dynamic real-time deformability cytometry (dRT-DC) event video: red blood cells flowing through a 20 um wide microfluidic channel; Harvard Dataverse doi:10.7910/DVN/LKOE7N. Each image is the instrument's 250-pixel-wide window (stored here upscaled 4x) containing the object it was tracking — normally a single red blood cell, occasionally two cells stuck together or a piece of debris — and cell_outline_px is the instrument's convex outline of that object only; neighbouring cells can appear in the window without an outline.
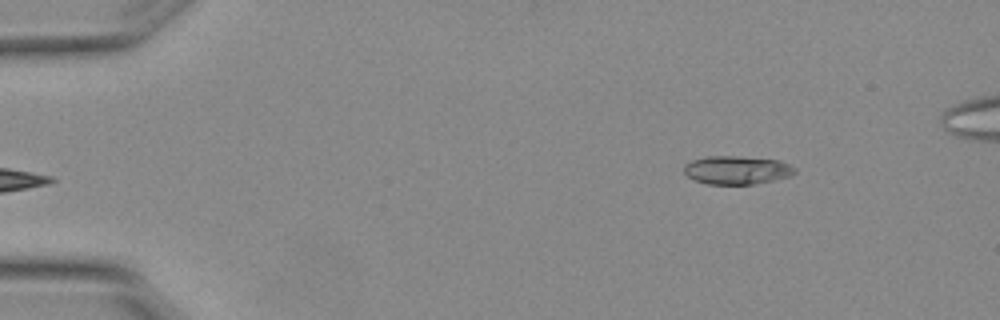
{"species": "Egyptian fruit bat (a non-hibernating species)", "species_latin": "Rousettus aegyptiacus", "temperature_condition": "warm", "stored_images_in_passage": 5, "camera_frame_rate_fps": 3000, "um_per_image_px": 0.085, "animal": {"sex": "female"}, "frame": {"image": 1, "passage_image": 5, "time_ms": 1.333, "image_size_px": [1000, 320], "cell_outline_px": [[796, 172], [788, 176], [756, 184], [708, 184], [696, 180], [688, 176], [684, 172], [684, 164], [692, 160], [704, 156], [740, 156], [780, 160], [796, 168]], "centroid_in_image_um": [62.62, 14.44], "position_along_channel_um": 22.4, "area_um2": 18.32}}